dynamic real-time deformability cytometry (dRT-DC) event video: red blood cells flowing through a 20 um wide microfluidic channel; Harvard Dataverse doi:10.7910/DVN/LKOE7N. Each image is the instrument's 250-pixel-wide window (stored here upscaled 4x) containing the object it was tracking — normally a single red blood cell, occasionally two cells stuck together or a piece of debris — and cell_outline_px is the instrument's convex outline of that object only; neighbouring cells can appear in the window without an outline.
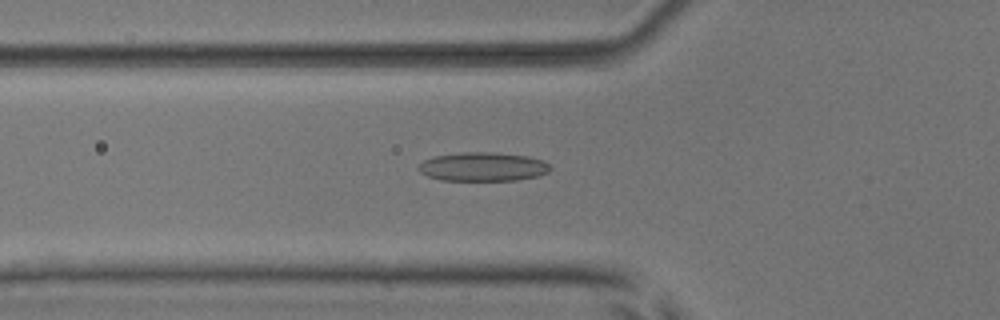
{"species": "common noctule bat (a hibernating species)", "species_latin": "Nyctalus noctula", "temperature_condition": "room temperature", "stored_images_in_passage": 53, "camera_frame_rate_fps": 3000, "um_per_image_px": 0.085, "animal": {"sex": "male", "body_mass_g": 17.9, "forearm_length_mm": 54.2}, "frame": {"image": 1, "passage_image": 19, "time_ms": 6.0, "image_size_px": [1000, 320], "cell_outline_px": [[552, 168], [548, 172], [540, 176], [516, 180], [440, 180], [428, 176], [420, 172], [416, 168], [424, 160], [432, 156], [464, 152], [492, 152], [528, 156], [544, 160]], "centroid_in_image_um": [41.06, 14.17], "position_along_channel_um": 84.7, "area_um2": 22.31}}
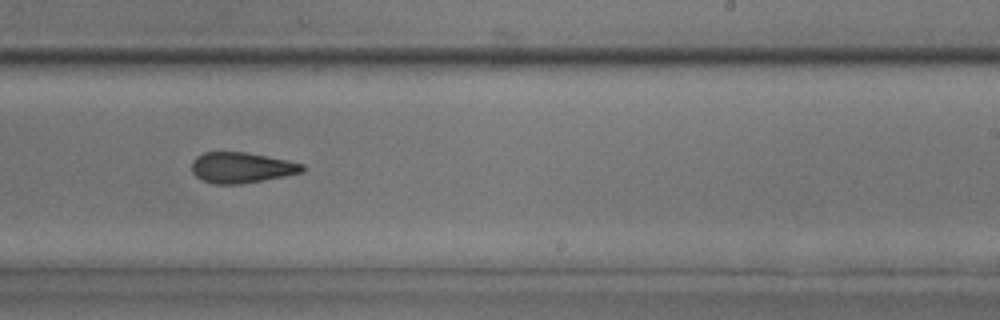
{"frame": {"image": 2, "passage_image": 33, "time_ms": 10.667, "image_size_px": [1000, 320], "cell_outline_px": [[304, 172], [284, 176], [240, 184], [212, 184], [200, 180], [192, 172], [192, 160], [196, 156], [204, 152], [244, 152], [288, 160], [304, 164]], "centroid_in_image_um": [20.5, 14.25], "position_along_channel_um": 268.5, "area_um2": 19.83}}
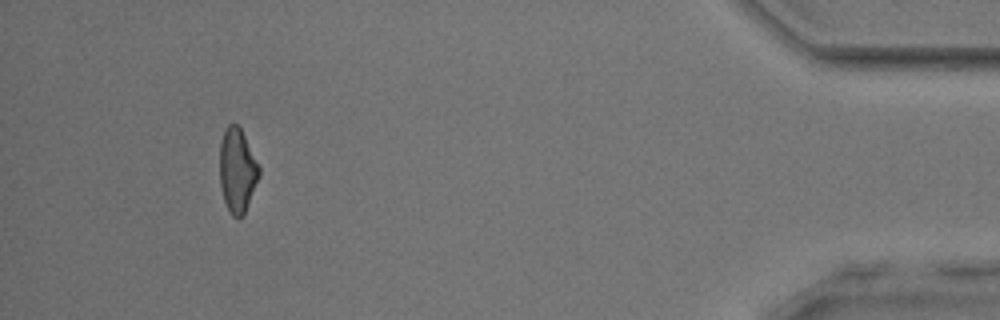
{"frame": {"image": 3, "passage_image": 49, "time_ms": 16.0, "image_size_px": [1000, 320], "cell_outline_px": [[260, 172], [244, 216], [240, 220], [232, 216], [224, 200], [220, 184], [220, 144], [224, 128], [228, 124], [236, 124], [240, 128], [260, 168]], "centroid_in_image_um": [20.15, 14.51], "position_along_channel_um": 415.0, "area_um2": 19.13}, "authors_computed_cell_mechanics": {"area_um2": 20.7502, "velocity_mm_per_s": 3.9421, "shape_relaxation_time_tau1_ms": 9.4009, "shape_relaxation_time_tau2_ms": 3.3482, "deformation_change_tau1": 0.2021, "deformation_change_tau2": 0.1278}}